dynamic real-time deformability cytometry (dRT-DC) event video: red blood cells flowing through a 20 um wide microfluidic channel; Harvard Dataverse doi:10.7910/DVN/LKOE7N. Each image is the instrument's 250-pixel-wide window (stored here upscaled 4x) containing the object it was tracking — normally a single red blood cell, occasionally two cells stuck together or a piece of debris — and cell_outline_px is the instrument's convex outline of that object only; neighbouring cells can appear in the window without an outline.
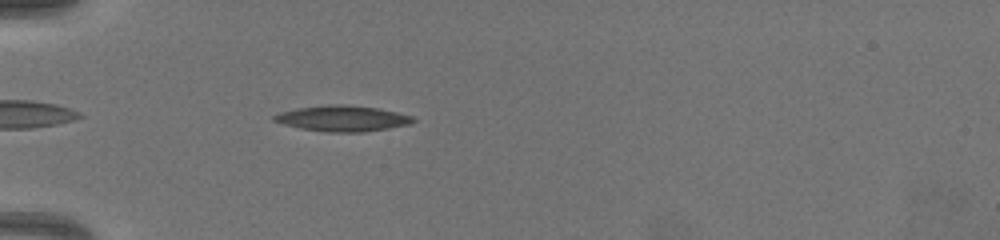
{"species": "common noctule bat (a hibernating species)", "species_latin": "Nyctalus noctula", "temperature_condition": "warm", "stored_images_in_passage": 44, "camera_frame_rate_fps": 3000, "um_per_image_px": 0.085, "animal": {"sex": "female", "body_mass_g": 19.5, "forearm_length_mm": 54.1}, "frame": {"image": 1, "passage_image": 5, "time_ms": 1.333, "image_size_px": [1000, 240], "cell_outline_px": [[416, 120], [408, 124], [388, 128], [364, 132], [328, 132], [304, 128], [284, 124], [272, 120], [272, 116], [284, 112], [300, 108], [376, 108], [396, 112], [412, 116]], "centroid_in_image_um": [29.17, 10.14], "position_along_channel_um": 55.8, "area_um2": 19.07}}
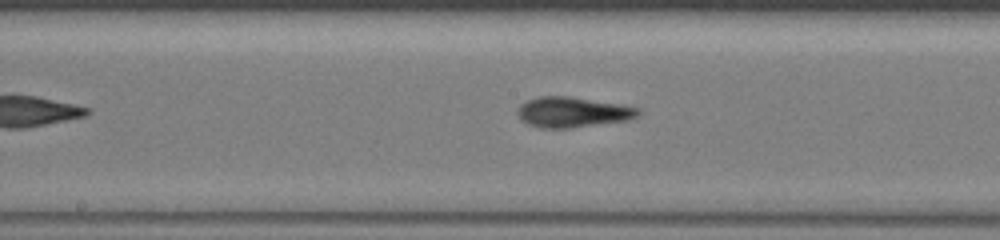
{"frame": {"image": 2, "passage_image": 20, "time_ms": 6.333, "image_size_px": [1000, 240], "cell_outline_px": [[640, 112], [636, 116], [628, 120], [572, 128], [540, 128], [528, 124], [520, 116], [520, 104], [528, 100], [540, 96], [568, 96], [640, 108]], "centroid_in_image_um": [48.68, 9.54], "position_along_channel_um": 199.5, "area_um2": 20.87}}
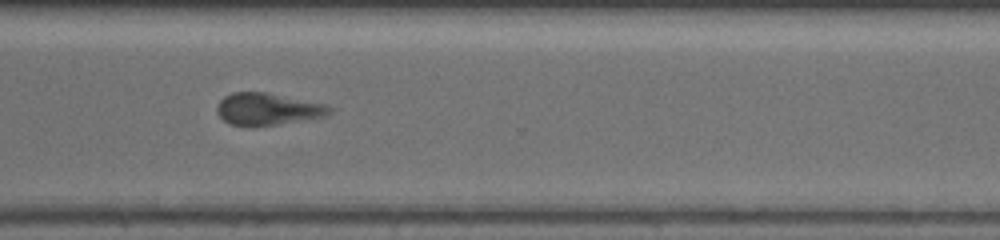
{"frame": {"image": 3, "passage_image": 34, "time_ms": 11.0, "image_size_px": [1000, 240], "cell_outline_px": [[332, 112], [324, 116], [256, 128], [248, 128], [228, 124], [220, 116], [216, 108], [220, 100], [224, 96], [232, 92], [268, 92], [324, 104], [332, 108]], "centroid_in_image_um": [22.69, 9.29], "position_along_channel_um": 347.9, "area_um2": 21.33}}